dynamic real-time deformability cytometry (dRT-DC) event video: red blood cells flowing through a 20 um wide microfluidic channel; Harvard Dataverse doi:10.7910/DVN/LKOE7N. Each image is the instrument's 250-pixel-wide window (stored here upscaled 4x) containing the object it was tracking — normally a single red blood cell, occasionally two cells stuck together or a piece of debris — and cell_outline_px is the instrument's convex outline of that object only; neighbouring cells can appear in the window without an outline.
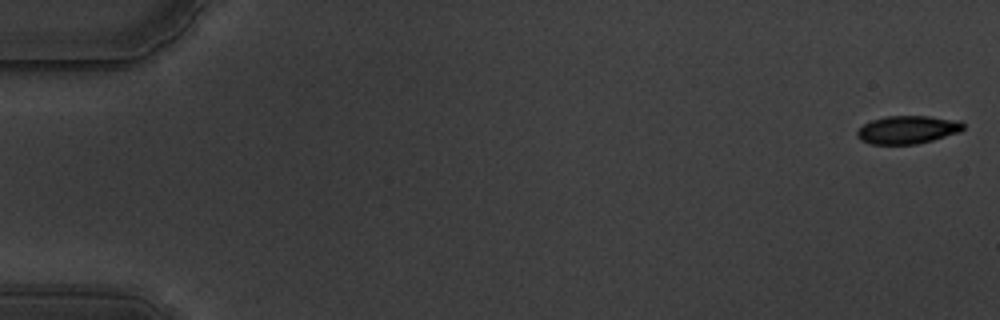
{"species": "common noctule bat (a hibernating species)", "species_latin": "Nyctalus noctula", "temperature_condition": "warm", "stored_images_in_passage": 58, "camera_frame_rate_fps": 3000, "um_per_image_px": 0.085, "animal": {"sex": "male", "body_mass_g": 19.5, "forearm_length_mm": 54.6}, "frame": {"image": 1, "passage_image": 1, "time_ms": 0.0, "image_size_px": [1000, 320], "cell_outline_px": [[964, 128], [960, 132], [932, 140], [916, 144], [872, 144], [860, 140], [856, 136], [856, 132], [864, 124], [872, 120], [884, 116], [928, 116], [960, 120], [964, 124]], "centroid_in_image_um": [77.15, 11.02], "position_along_channel_um": 7.9, "area_um2": 17.4}}
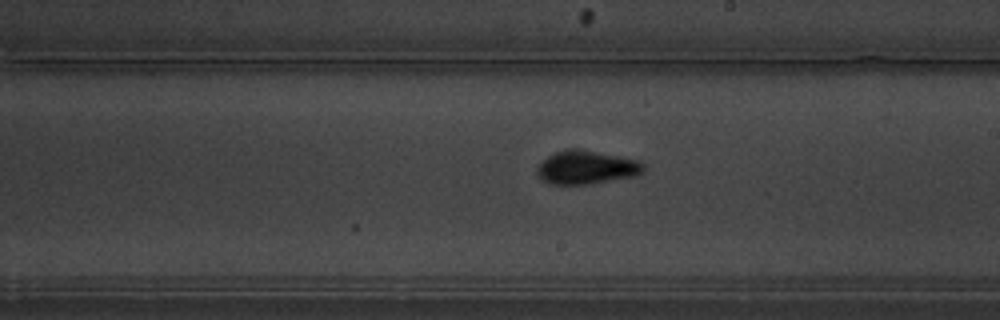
{"frame": {"image": 2, "passage_image": 34, "time_ms": 11.0, "image_size_px": [1000, 320], "cell_outline_px": [[644, 172], [640, 176], [592, 184], [548, 184], [540, 180], [536, 176], [536, 168], [540, 160], [556, 152], [572, 148], [620, 156], [640, 160], [644, 164]], "centroid_in_image_um": [49.85, 14.25], "position_along_channel_um": 239.2, "area_um2": 21.27}}
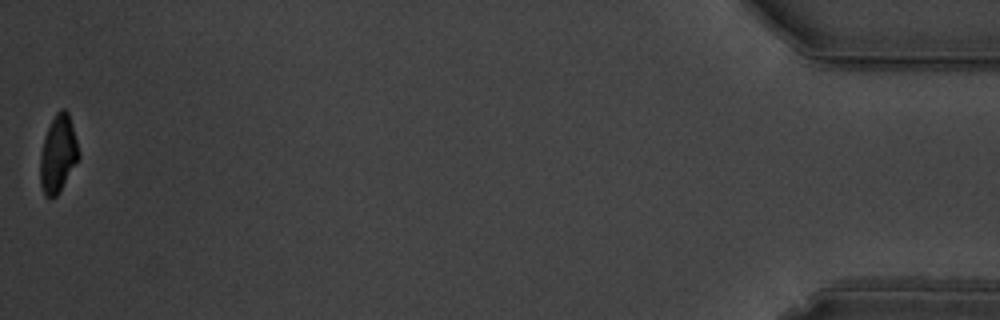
{"frame": {"image": 3, "passage_image": 58, "time_ms": 19.0, "image_size_px": [1000, 320], "cell_outline_px": [[80, 156], [56, 196], [52, 200], [44, 196], [40, 184], [40, 156], [44, 136], [56, 112], [60, 108], [64, 108], [68, 112], [80, 152]], "centroid_in_image_um": [4.92, 13.09], "position_along_channel_um": 430.3, "area_um2": 17.28}, "authors_computed_cell_mechanics": {"area_um2": 18.7272, "velocity_mm_per_s": 3.5178, "shape_relaxation_time_tau1_ms": 5.4441, "shape_relaxation_time_tau2_ms": 2.549, "deformation_change_tau1": 0.1415, "deformation_change_tau2": 0.0701}}